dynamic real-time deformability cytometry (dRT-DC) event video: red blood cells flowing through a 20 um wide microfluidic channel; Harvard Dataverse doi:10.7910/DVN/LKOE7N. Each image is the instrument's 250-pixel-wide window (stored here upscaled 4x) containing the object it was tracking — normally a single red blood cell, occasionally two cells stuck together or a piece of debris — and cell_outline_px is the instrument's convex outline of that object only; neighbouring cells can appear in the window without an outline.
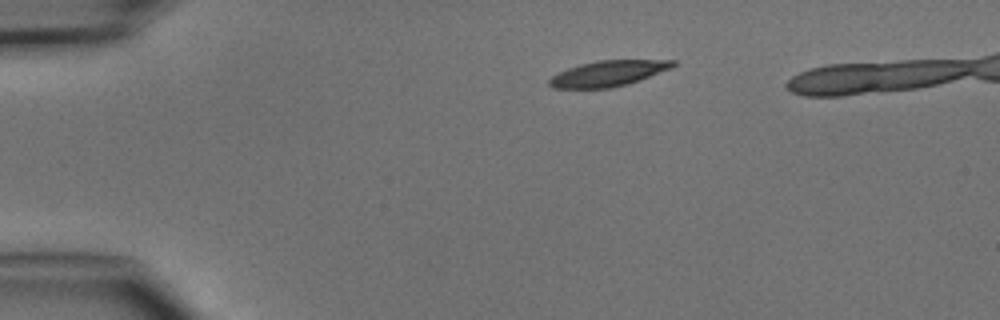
{"species": "common noctule bat (a hibernating species)", "species_latin": "Nyctalus noctula", "temperature_condition": "cold", "stored_images_in_passage": 3, "camera_frame_rate_fps": 3000, "um_per_image_px": 0.085, "animal": {"sex": "male", "body_mass_g": 15.6}, "frame": {"image": 1, "passage_image": 1, "time_ms": 0.0, "image_size_px": [1000, 320], "cell_outline_px": [[676, 64], [672, 68], [640, 80], [628, 84], [608, 88], [552, 88], [548, 84], [548, 80], [552, 76], [568, 68], [580, 64], [596, 60], [676, 60]], "centroid_in_image_um": [51.71, 6.24], "position_along_channel_um": 33.3, "area_um2": 18.5}}